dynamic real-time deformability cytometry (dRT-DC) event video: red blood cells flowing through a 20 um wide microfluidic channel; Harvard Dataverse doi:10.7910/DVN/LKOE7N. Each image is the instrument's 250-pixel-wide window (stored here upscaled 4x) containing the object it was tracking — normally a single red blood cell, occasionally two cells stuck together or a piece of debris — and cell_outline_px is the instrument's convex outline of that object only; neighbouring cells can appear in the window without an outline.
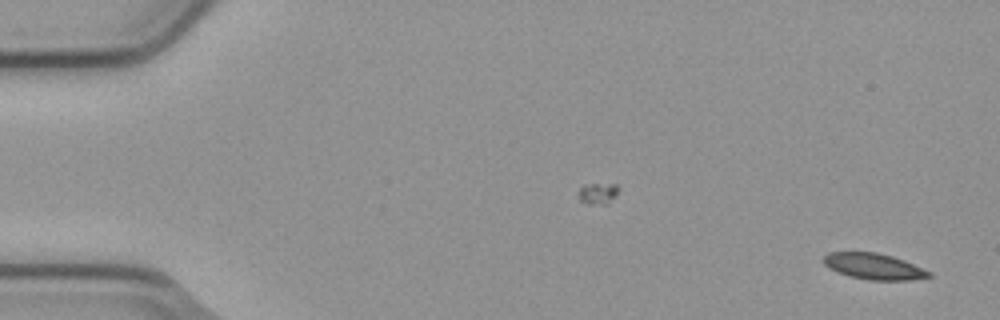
{"species": "common noctule bat (a hibernating species)", "species_latin": "Nyctalus noctula", "temperature_condition": "cold", "stored_images_in_passage": 2, "camera_frame_rate_fps": 3000, "um_per_image_px": 0.085, "animal": {"sex": "male", "body_mass_g": 23.1, "forearm_length_mm": 52.7}, "frame": {"image": 1, "passage_image": 2, "time_ms": 0.333, "image_size_px": [1000, 320], "cell_outline_px": [[932, 276], [912, 280], [868, 280], [836, 272], [828, 268], [824, 264], [824, 256], [828, 252], [876, 252], [892, 256], [904, 260], [932, 272]], "centroid_in_image_um": [74.28, 22.64], "position_along_channel_um": 10.7, "area_um2": 16.01}}